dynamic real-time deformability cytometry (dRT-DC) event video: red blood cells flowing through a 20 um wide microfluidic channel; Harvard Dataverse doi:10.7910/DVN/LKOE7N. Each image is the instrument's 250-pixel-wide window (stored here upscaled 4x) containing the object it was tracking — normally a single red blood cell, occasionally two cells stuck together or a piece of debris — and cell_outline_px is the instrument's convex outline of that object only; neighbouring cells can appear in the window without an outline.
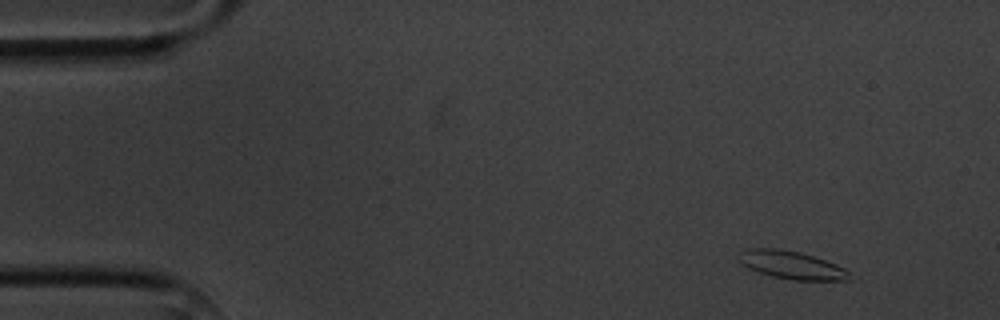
{"species": "common noctule bat (a hibernating species)", "species_latin": "Nyctalus noctula", "temperature_condition": "cold", "stored_images_in_passage": 5, "camera_frame_rate_fps": 3000, "um_per_image_px": 0.085, "animal": {"sex": "male", "body_mass_g": 20.1, "forearm_length_mm": 53.5}, "frame": {"image": 1, "passage_image": 1, "time_ms": 0.0, "image_size_px": [1000, 320], "cell_outline_px": [[860, 276], [848, 280], [792, 280], [772, 276], [748, 268], [740, 264], [740, 252], [744, 248], [776, 248], [800, 252], [836, 264]], "centroid_in_image_um": [67.36, 22.54], "position_along_channel_um": 17.6, "area_um2": 18.26}}